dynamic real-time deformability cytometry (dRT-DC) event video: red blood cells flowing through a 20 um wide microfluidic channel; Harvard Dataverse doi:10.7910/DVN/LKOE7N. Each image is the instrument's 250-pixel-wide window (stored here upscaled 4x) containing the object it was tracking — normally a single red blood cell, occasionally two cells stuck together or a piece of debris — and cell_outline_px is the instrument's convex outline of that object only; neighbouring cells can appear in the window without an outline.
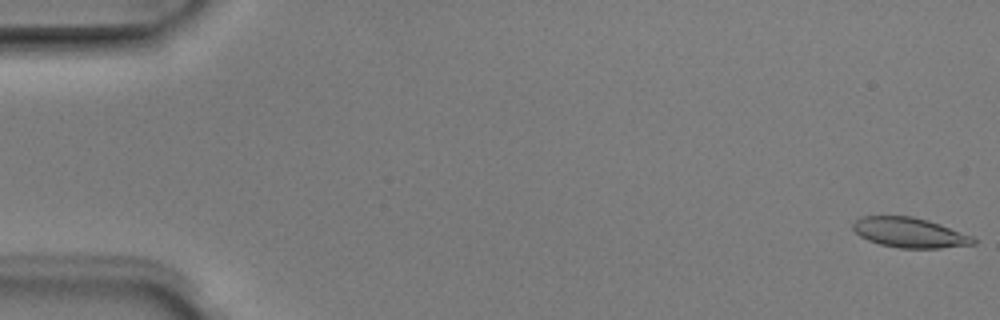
{"species": "Egyptian fruit bat (a non-hibernating species)", "species_latin": "Rousettus aegyptiacus", "temperature_condition": "room temperature", "stored_images_in_passage": 5, "camera_frame_rate_fps": 3000, "um_per_image_px": 0.085, "animal": {"sex": "male"}, "frame": {"image": 1, "passage_image": 1, "time_ms": 0.0, "image_size_px": [1000, 320], "cell_outline_px": [[976, 244], [940, 248], [900, 248], [880, 244], [868, 240], [860, 236], [852, 228], [852, 224], [860, 216], [912, 216], [928, 220], [940, 224], [972, 236], [976, 240]], "centroid_in_image_um": [77.31, 19.77], "position_along_channel_um": 7.7, "area_um2": 20.98}}
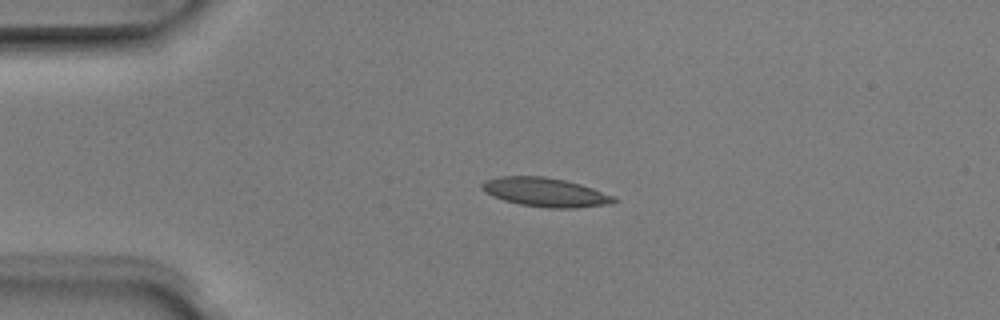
{"frame": {"image": 2, "passage_image": 4, "time_ms": 1.0, "image_size_px": [1000, 320], "cell_outline_px": [[616, 200], [612, 204], [576, 208], [548, 208], [520, 204], [504, 200], [492, 196], [484, 192], [480, 188], [480, 184], [484, 180], [500, 176], [544, 176], [564, 180], [580, 184], [616, 196]], "centroid_in_image_um": [46.33, 16.34], "position_along_channel_um": 38.7, "area_um2": 22.43}}
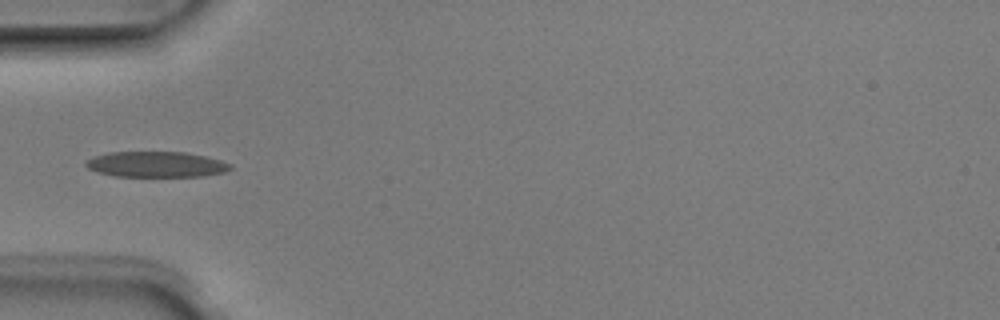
{"frame": {"image": 3, "passage_image": 5, "time_ms": 1.333, "image_size_px": [1000, 320], "cell_outline_px": [[232, 168], [224, 172], [204, 176], [112, 176], [88, 168], [84, 164], [84, 160], [92, 156], [108, 152], [184, 152], [204, 156], [220, 160], [232, 164]], "centroid_in_image_um": [13.24, 13.96], "position_along_channel_um": 71.8, "area_um2": 21.62}}